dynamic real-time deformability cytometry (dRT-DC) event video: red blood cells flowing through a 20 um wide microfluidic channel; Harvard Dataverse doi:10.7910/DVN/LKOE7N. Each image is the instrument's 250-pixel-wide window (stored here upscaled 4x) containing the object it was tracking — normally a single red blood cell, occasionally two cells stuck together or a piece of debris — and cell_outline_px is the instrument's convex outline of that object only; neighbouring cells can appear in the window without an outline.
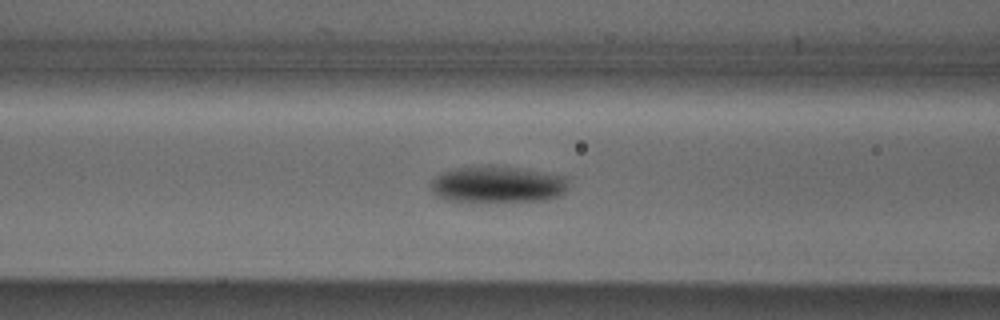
{"species": "Egyptian fruit bat (a non-hibernating species)", "species_latin": "Rousettus aegyptiacus", "temperature_condition": "cold", "stored_images_in_passage": 7, "camera_frame_rate_fps": 3000, "um_per_image_px": 0.085, "animal": {"sex": "male"}, "frame": {"image": 1, "passage_image": 5, "time_ms": 1.333, "image_size_px": [1000, 320], "cell_outline_px": [[568, 176], [564, 192], [560, 196], [544, 200], [448, 200], [432, 192], [432, 180], [440, 172], [452, 168], [476, 164], [492, 164], [520, 168]], "centroid_in_image_um": [42.28, 15.61], "position_along_channel_um": 124.3, "area_um2": 29.3}}